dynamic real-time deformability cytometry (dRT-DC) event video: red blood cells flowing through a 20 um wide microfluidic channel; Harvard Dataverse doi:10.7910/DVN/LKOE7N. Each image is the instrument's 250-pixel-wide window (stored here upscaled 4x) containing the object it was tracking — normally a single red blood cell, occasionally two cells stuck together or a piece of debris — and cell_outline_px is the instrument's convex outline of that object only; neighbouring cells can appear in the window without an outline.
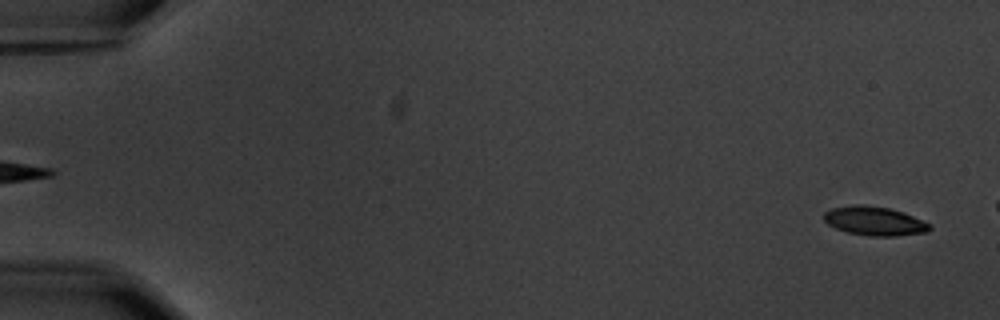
{"species": "common noctule bat (a hibernating species)", "species_latin": "Nyctalus noctula", "temperature_condition": "warm", "stored_images_in_passage": 6, "segment_of_instrument_passage": [2, 2], "camera_frame_rate_fps": 3000, "um_per_image_px": 0.085, "animal": {"sex": "male", "body_mass_g": 20.1, "forearm_length_mm": 53.5}, "frame": {"image": 1, "passage_image": 6, "time_ms": 5.667, "image_size_px": [1000, 320], "cell_outline_px": [[932, 228], [928, 232], [896, 236], [872, 236], [848, 232], [836, 228], [828, 224], [824, 220], [824, 212], [832, 208], [856, 204], [864, 204], [888, 208], [904, 212], [932, 224]], "centroid_in_image_um": [74.37, 18.78], "position_along_channel_um": 10.6, "area_um2": 17.92}}